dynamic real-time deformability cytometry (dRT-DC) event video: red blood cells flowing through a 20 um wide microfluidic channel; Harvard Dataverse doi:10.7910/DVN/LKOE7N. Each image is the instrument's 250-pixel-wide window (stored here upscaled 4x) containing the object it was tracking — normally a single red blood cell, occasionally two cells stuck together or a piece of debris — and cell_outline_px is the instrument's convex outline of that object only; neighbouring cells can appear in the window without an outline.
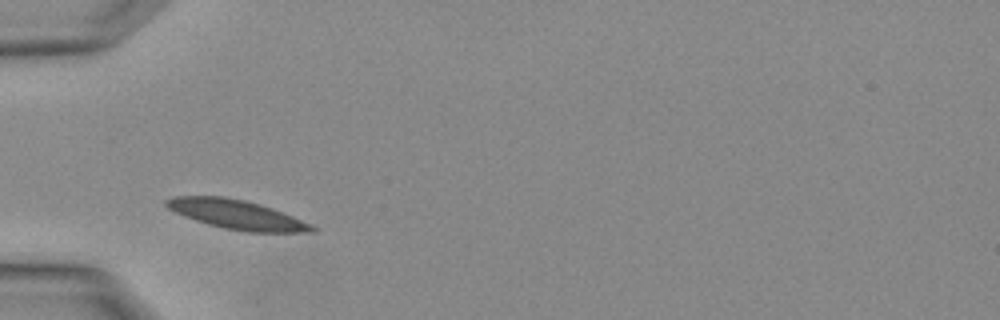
{"species": "Egyptian fruit bat (a non-hibernating species)", "species_latin": "Rousettus aegyptiacus", "temperature_condition": "warm", "stored_images_in_passage": 1, "camera_frame_rate_fps": 3000, "um_per_image_px": 0.085, "animal": {"sex": "female"}, "frame": {"image": 1, "passage_image": 1, "time_ms": 0.0, "image_size_px": [1000, 320], "cell_outline_px": [[316, 232], [248, 232], [224, 228], [208, 224], [184, 216], [168, 208], [164, 204], [164, 200], [172, 196], [224, 196], [244, 200], [260, 204], [272, 208], [312, 224], [316, 228]], "centroid_in_image_um": [20.11, 18.23], "position_along_channel_um": 64.9, "area_um2": 24.74}}